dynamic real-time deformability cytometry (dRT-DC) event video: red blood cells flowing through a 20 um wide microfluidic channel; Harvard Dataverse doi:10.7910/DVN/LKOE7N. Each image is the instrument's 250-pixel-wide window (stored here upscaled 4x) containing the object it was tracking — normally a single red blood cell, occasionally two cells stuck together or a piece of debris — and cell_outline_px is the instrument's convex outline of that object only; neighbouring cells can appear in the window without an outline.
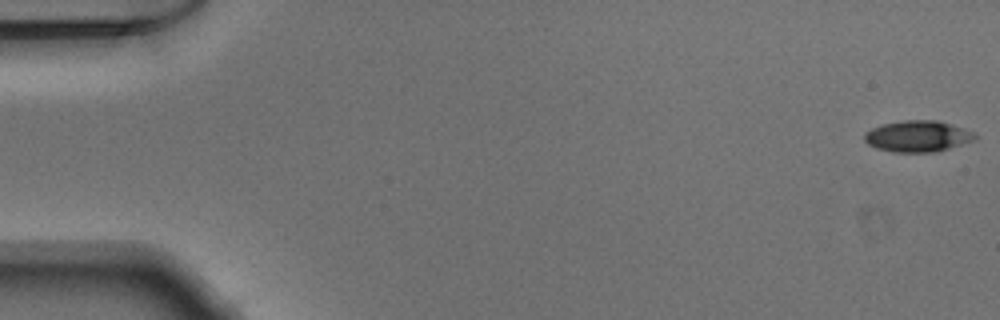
{"species": "Egyptian fruit bat (a non-hibernating species)", "species_latin": "Rousettus aegyptiacus", "temperature_condition": "warm", "stored_images_in_passage": 51, "camera_frame_rate_fps": 3000, "um_per_image_px": 0.085, "animal": {"sex": "male"}, "frame": {"image": 1, "passage_image": 1, "time_ms": 0.0, "image_size_px": [1000, 320], "cell_outline_px": [[976, 140], [936, 152], [896, 152], [876, 148], [868, 144], [864, 140], [864, 132], [880, 124], [904, 120], [936, 120], [952, 124], [976, 132]], "centroid_in_image_um": [78.02, 11.57], "position_along_channel_um": 7.0, "area_um2": 20.35}}
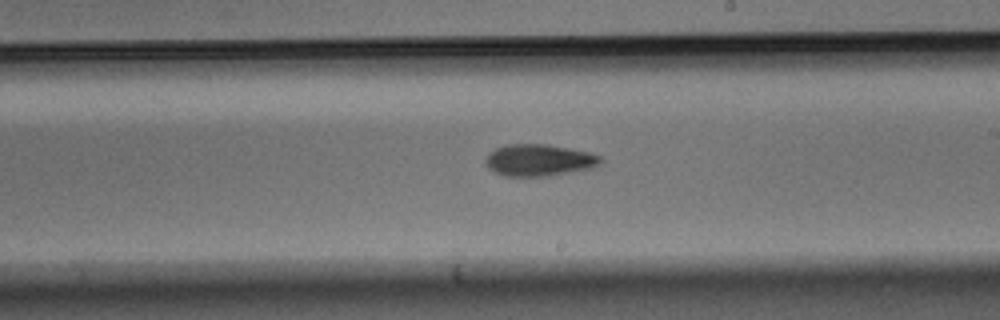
{"frame": {"image": 2, "passage_image": 30, "time_ms": 9.667, "image_size_px": [1000, 320], "cell_outline_px": [[604, 160], [600, 164], [592, 168], [548, 176], [504, 176], [488, 168], [484, 160], [488, 152], [496, 148], [508, 144], [548, 144], [588, 152], [600, 156]], "centroid_in_image_um": [45.81, 13.61], "position_along_channel_um": 243.2, "area_um2": 21.39}}
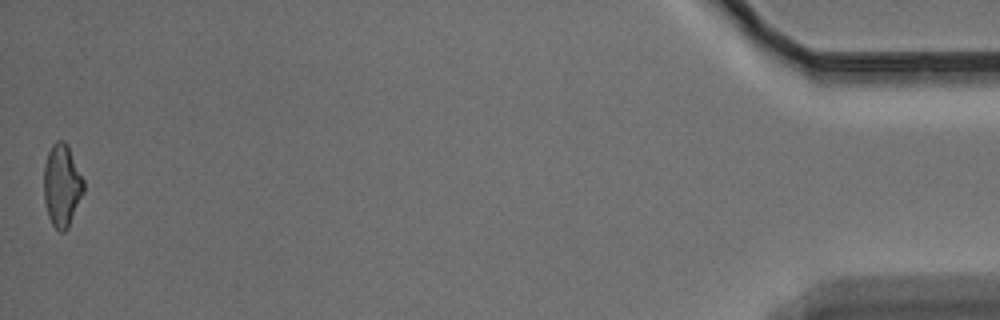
{"frame": {"image": 3, "passage_image": 51, "time_ms": 16.667, "image_size_px": [1000, 320], "cell_outline_px": [[84, 192], [68, 228], [64, 232], [60, 232], [52, 224], [48, 216], [44, 200], [44, 164], [48, 152], [52, 144], [56, 140], [64, 140], [68, 144], [84, 180]], "centroid_in_image_um": [5.27, 15.74], "position_along_channel_um": 429.9, "area_um2": 19.31}}